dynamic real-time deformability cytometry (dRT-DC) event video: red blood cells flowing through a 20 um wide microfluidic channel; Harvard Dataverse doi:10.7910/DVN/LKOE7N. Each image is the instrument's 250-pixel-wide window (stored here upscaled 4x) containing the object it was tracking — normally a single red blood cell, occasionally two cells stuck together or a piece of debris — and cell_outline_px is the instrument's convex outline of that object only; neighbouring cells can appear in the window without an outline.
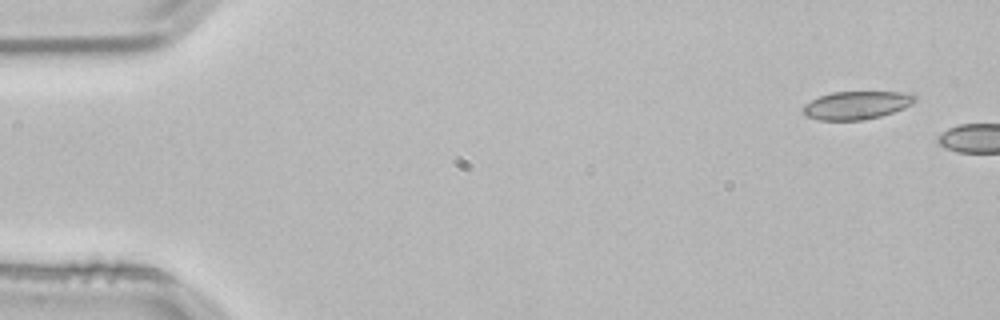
{"species": "common noctule bat (a hibernating species)", "species_latin": "Nyctalus noctula", "temperature_condition": "room temperature", "stored_images_in_passage": 4, "camera_frame_rate_fps": 3000, "um_per_image_px": 0.085, "animal": {"sex": "male", "body_mass_g": 21.5, "forearm_length_mm": 52.0}, "frame": {"image": 1, "passage_image": 1, "time_ms": 0.0, "image_size_px": [1000, 320], "cell_outline_px": [[916, 100], [912, 104], [904, 108], [880, 116], [864, 120], [820, 120], [804, 116], [800, 108], [804, 104], [820, 96], [832, 92], [912, 92], [916, 96]], "centroid_in_image_um": [72.79, 8.94], "position_along_channel_um": 12.2, "area_um2": 18.5}}